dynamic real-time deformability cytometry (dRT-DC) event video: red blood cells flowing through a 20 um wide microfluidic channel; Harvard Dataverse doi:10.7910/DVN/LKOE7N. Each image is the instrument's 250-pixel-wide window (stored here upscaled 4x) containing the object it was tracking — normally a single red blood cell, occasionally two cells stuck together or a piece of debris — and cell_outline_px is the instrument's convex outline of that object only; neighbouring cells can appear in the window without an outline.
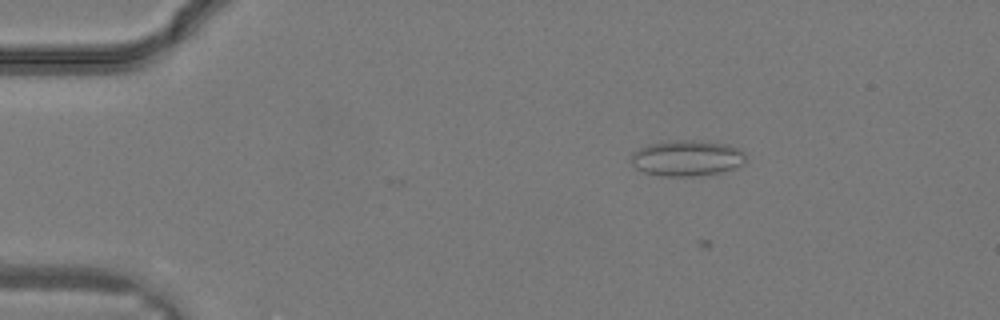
{"species": "common noctule bat (a hibernating species)", "species_latin": "Nyctalus noctula", "temperature_condition": "warm", "stored_images_in_passage": 5, "camera_frame_rate_fps": 3000, "um_per_image_px": 0.085, "animal": {"sex": "male", "body_mass_g": 19.2, "forearm_length_mm": 51.8}, "frame": {"image": 1, "passage_image": 1, "time_ms": 0.0, "image_size_px": [1000, 320], "cell_outline_px": [[744, 164], [720, 172], [692, 176], [660, 176], [644, 172], [636, 168], [632, 164], [628, 156], [632, 152], [648, 144], [676, 140], [692, 140], [728, 144], [740, 148], [744, 152]], "centroid_in_image_um": [58.35, 13.43], "position_along_channel_um": 26.7, "area_um2": 23.99}}